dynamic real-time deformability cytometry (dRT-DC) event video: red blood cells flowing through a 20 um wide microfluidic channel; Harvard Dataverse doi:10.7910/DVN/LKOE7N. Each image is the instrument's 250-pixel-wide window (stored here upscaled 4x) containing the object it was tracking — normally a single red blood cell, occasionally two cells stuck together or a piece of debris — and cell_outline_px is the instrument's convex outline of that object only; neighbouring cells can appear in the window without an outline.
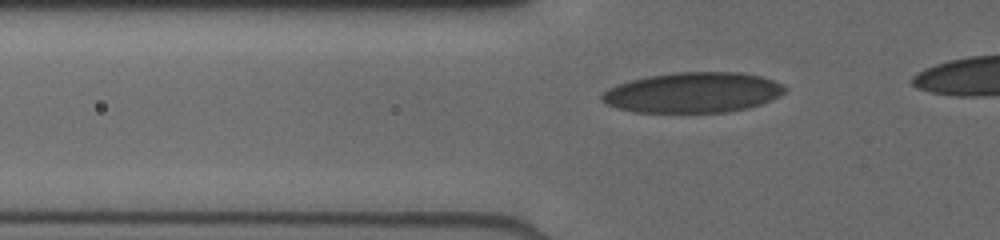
{"species": "human", "species_latin": "Homo sapiens", "temperature_condition": "cold", "stored_images_in_passage": 38, "camera_frame_rate_fps": 3000, "um_per_image_px": 0.085, "donor": {"sex": "male"}, "frame": {"image": 1, "passage_image": 3, "time_ms": 0.667, "image_size_px": [1000, 240], "cell_outline_px": [[788, 88], [780, 96], [772, 100], [748, 108], [728, 112], [636, 112], [616, 108], [604, 104], [600, 100], [600, 96], [608, 88], [632, 80], [648, 76], [676, 72], [740, 72], [760, 76], [772, 80]], "centroid_in_image_um": [58.89, 7.87], "position_along_channel_um": 66.9, "area_um2": 43.06}}
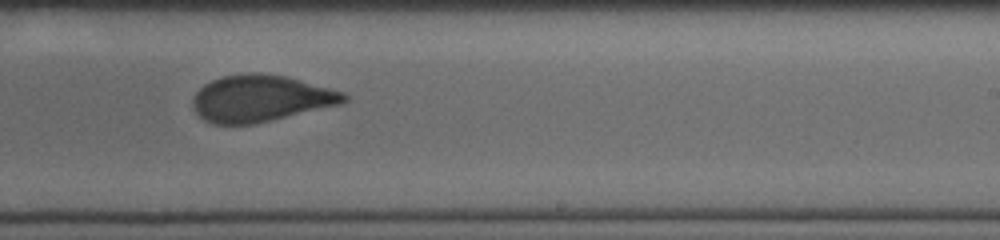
{"frame": {"image": 2, "passage_image": 22, "time_ms": 5.667, "image_size_px": [1000, 240], "cell_outline_px": [[348, 100], [340, 104], [252, 124], [212, 124], [204, 120], [192, 108], [192, 100], [196, 92], [204, 84], [212, 80], [224, 76], [248, 72], [256, 72], [284, 76], [300, 80], [344, 92], [348, 96]], "centroid_in_image_um": [22.12, 8.36], "position_along_channel_um": 266.9, "area_um2": 40.75}}
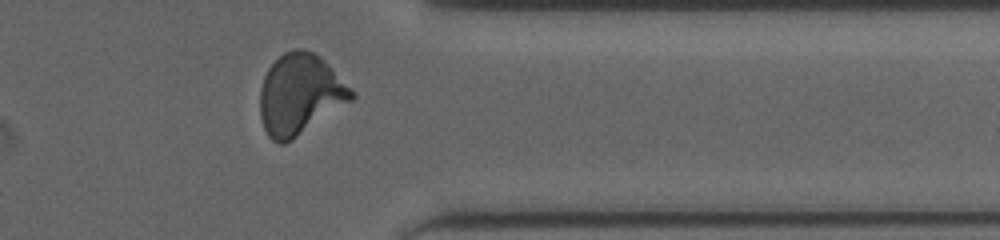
{"frame": {"image": 3, "passage_image": 34, "time_ms": 8.667, "image_size_px": [1000, 240], "cell_outline_px": [[356, 96], [352, 100], [292, 140], [284, 144], [280, 144], [272, 140], [268, 136], [264, 128], [260, 116], [260, 88], [264, 76], [268, 68], [284, 52], [292, 48], [304, 48], [320, 56], [356, 92]], "centroid_in_image_um": [25.49, 8.01], "position_along_channel_um": 385.9, "area_um2": 43.06}}